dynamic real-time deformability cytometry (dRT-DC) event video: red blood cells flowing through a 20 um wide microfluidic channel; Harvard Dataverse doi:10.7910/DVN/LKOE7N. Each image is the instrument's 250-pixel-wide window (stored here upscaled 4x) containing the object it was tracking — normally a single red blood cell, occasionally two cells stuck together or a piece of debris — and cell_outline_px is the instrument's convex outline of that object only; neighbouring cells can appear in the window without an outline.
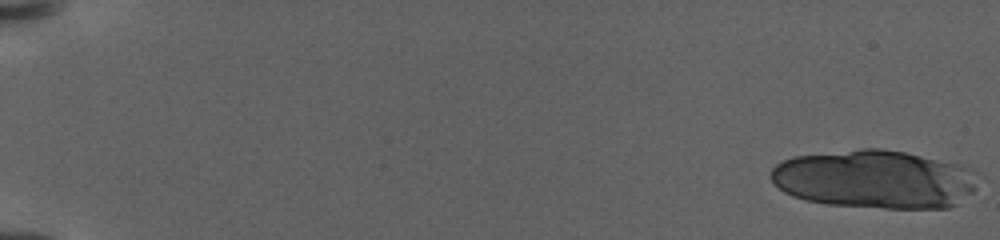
{"species": "human", "species_latin": "Homo sapiens", "temperature_condition": "warm", "stored_images_in_passage": 29, "camera_frame_rate_fps": 3000, "um_per_image_px": 0.085, "donor": {"sex": "female"}, "frame": {"image": 1, "passage_image": 1, "time_ms": 0.0, "image_size_px": [1000, 240], "cell_outline_px": [[984, 176], [972, 192], [956, 204], [948, 208], [884, 208], [828, 204], [808, 200], [792, 196], [784, 192], [772, 180], [772, 168], [776, 164], [792, 156], [864, 148], [880, 148], [904, 152], [952, 164], [976, 172]], "centroid_in_image_um": [74.36, 15.24], "position_along_channel_um": 10.6, "area_um2": 70.23}}
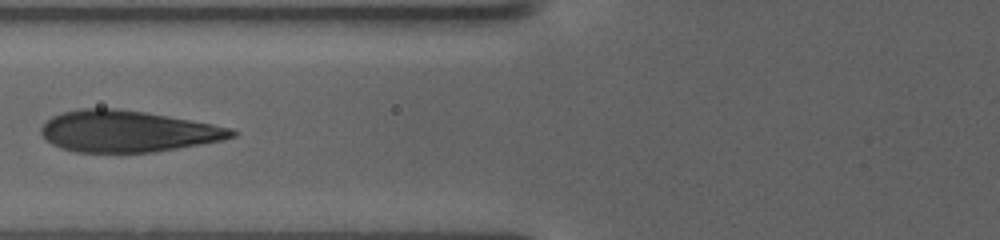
{"frame": {"image": 2, "passage_image": 22, "time_ms": 10.667, "image_size_px": [1000, 240], "cell_outline_px": [[240, 132], [236, 136], [220, 140], [200, 144], [156, 152], [76, 152], [60, 148], [52, 144], [40, 132], [40, 128], [52, 116], [64, 112], [80, 108], [116, 108], [144, 112], [212, 124], [232, 128]], "centroid_in_image_um": [10.84, 11.16], "position_along_channel_um": 115.0, "area_um2": 45.78}}
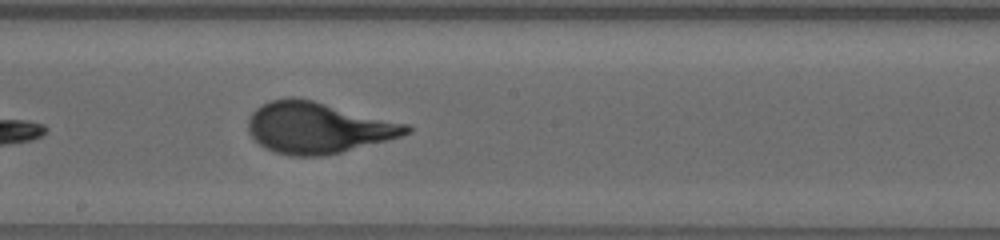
{"frame": {"image": 3, "passage_image": 27, "time_ms": 14.333, "image_size_px": [1000, 240], "cell_outline_px": [[412, 132], [400, 136], [340, 152], [324, 156], [288, 156], [264, 148], [248, 132], [248, 120], [252, 112], [256, 108], [272, 100], [288, 96], [292, 96], [312, 100], [408, 124], [412, 128]], "centroid_in_image_um": [26.99, 10.85], "position_along_channel_um": 221.2, "area_um2": 46.82}}